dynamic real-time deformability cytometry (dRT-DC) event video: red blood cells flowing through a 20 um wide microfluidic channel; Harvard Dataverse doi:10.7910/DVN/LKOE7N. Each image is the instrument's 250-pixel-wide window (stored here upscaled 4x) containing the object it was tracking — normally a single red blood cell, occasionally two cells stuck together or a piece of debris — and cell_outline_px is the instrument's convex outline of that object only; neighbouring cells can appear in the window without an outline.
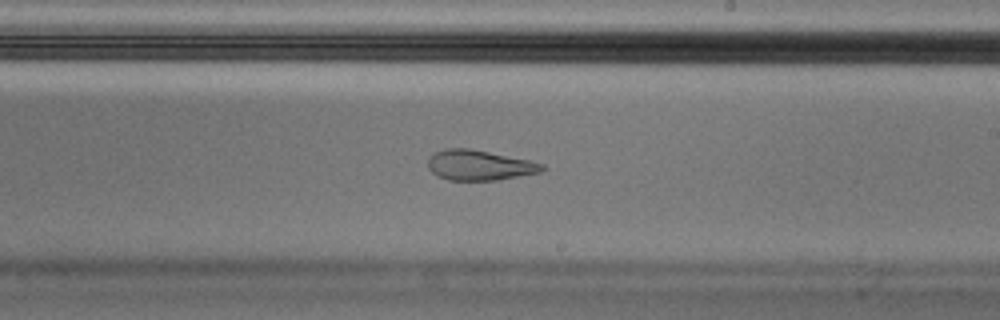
{"species": "Egyptian fruit bat (a non-hibernating species)", "species_latin": "Rousettus aegyptiacus", "temperature_condition": "cold", "stored_images_in_passage": 58, "camera_frame_rate_fps": 3000, "um_per_image_px": 0.085, "animal": {"sex": "male"}, "frame": {"image": 1, "passage_image": 34, "time_ms": 11.0, "image_size_px": [1000, 320], "cell_outline_px": [[544, 168], [540, 172], [500, 180], [448, 180], [436, 176], [428, 168], [428, 160], [436, 152], [444, 148], [468, 148], [528, 160], [544, 164]], "centroid_in_image_um": [40.72, 14.05], "position_along_channel_um": 248.3, "area_um2": 19.94}, "authors_computed_cell_mechanics": {"area_um2": 20.9236, "velocity_mm_per_s": 3.5342, "shape_relaxation_time_tau1_ms": null, "shape_relaxation_time_tau2_ms": 2.111, "deformation_change_tau1": null, "deformation_change_tau2": 0.0944}}